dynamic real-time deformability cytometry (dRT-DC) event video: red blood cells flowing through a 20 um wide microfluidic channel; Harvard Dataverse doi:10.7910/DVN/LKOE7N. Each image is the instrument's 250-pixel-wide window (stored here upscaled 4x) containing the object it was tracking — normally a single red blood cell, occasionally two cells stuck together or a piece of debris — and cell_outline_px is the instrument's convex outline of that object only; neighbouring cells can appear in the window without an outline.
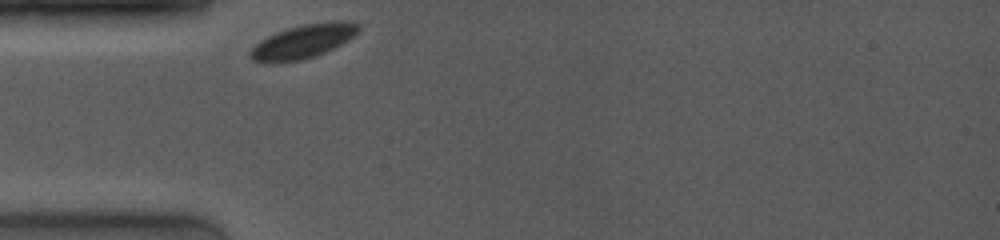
{"species": "common noctule bat (a hibernating species)", "species_latin": "Nyctalus noctula", "temperature_condition": "room temperature", "stored_images_in_passage": 16, "camera_frame_rate_fps": 4000, "um_per_image_px": 0.085, "animal": {"sex": "female", "body_mass_g": 19.0, "forearm_length_mm": 53.3}, "frame": {"image": 1, "passage_image": 1, "time_ms": 0.0, "image_size_px": [1000, 240], "cell_outline_px": [[360, 28], [348, 40], [324, 52], [300, 60], [252, 60], [248, 56], [248, 52], [260, 40], [276, 32], [288, 28], [304, 24], [336, 20], [352, 20], [360, 24]], "centroid_in_image_um": [25.82, 3.46], "position_along_channel_um": 59.2, "area_um2": 20.69}}
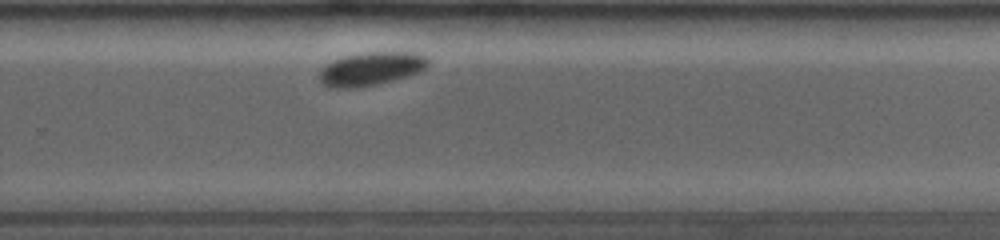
{"frame": {"image": 2, "passage_image": 12, "time_ms": 6.75, "image_size_px": [1000, 240], "cell_outline_px": [[432, 60], [420, 72], [380, 84], [356, 88], [332, 88], [324, 84], [316, 76], [320, 68], [336, 60], [348, 56], [364, 52], [416, 52]], "centroid_in_image_um": [31.55, 5.86], "position_along_channel_um": 298.3, "area_um2": 21.27}}
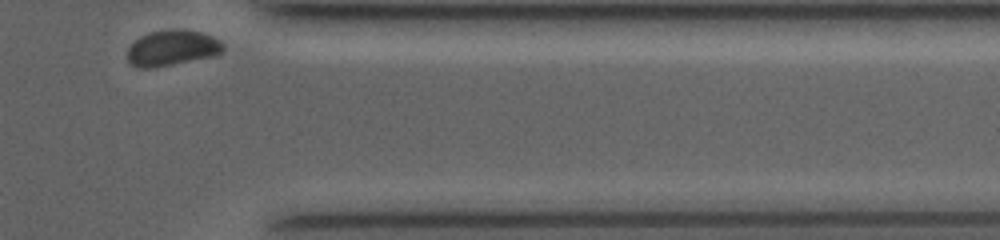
{"frame": {"image": 3, "passage_image": 16, "time_ms": 9.5, "image_size_px": [1000, 240], "cell_outline_px": [[224, 48], [216, 56], [152, 68], [140, 68], [132, 64], [128, 60], [128, 48], [140, 36], [148, 32], [172, 28], [184, 28], [200, 32], [212, 36], [220, 40], [224, 44]], "centroid_in_image_um": [14.66, 4.06], "position_along_channel_um": 396.7, "area_um2": 20.11}, "authors_computed_cell_mechanics": {"area_um2": 21.675, "velocity_mm_per_s": 3.5844, "shape_relaxation_time_tau1_ms": 1.3055, "shape_relaxation_time_tau2_ms": null, "deformation_change_tau1": 0.0294, "deformation_change_tau2": null}}